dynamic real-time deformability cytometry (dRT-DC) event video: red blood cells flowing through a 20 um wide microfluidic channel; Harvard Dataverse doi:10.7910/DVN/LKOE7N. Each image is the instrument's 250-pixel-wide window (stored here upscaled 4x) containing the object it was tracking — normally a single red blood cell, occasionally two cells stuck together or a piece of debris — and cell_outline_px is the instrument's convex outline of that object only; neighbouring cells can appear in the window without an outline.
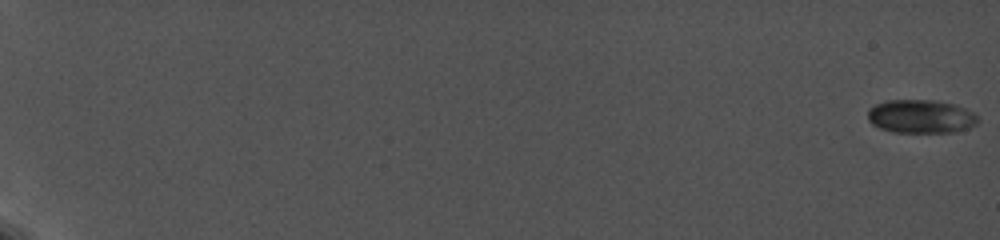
{"species": "common noctule bat (a hibernating species)", "species_latin": "Nyctalus noctula", "temperature_condition": "cold", "stored_images_in_passage": 37, "camera_frame_rate_fps": 5000, "um_per_image_px": 0.085, "animal": {"sex": "female", "body_mass_g": 19.0, "forearm_length_mm": 56.7}, "frame": {"image": 1, "passage_image": 1, "time_ms": 0.0, "image_size_px": [1000, 240], "cell_outline_px": [[980, 120], [976, 124], [968, 128], [956, 132], [892, 132], [880, 128], [872, 124], [868, 120], [868, 108], [876, 104], [888, 100], [936, 100], [956, 104], [972, 112]], "centroid_in_image_um": [78.27, 9.9], "position_along_channel_um": 6.7, "area_um2": 21.62}}
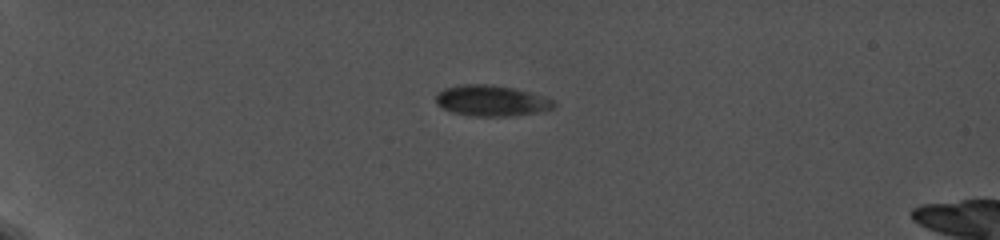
{"frame": {"image": 2, "passage_image": 15, "time_ms": 6.0, "image_size_px": [1000, 240], "cell_outline_px": [[556, 104], [552, 108], [536, 112], [512, 116], [472, 116], [452, 112], [436, 104], [436, 92], [444, 88], [460, 84], [492, 84], [516, 88], [556, 100]], "centroid_in_image_um": [41.75, 8.54], "position_along_channel_um": 43.2, "area_um2": 21.39}}
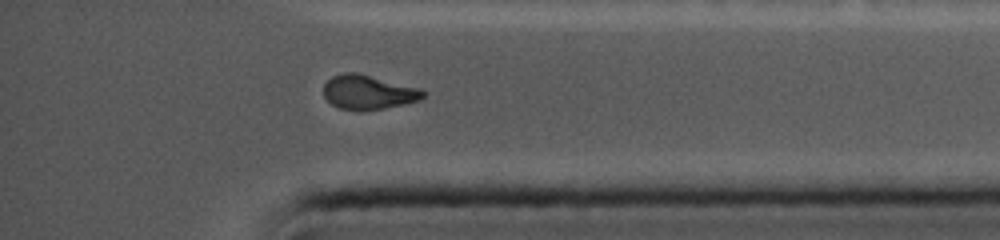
{"frame": {"image": 3, "passage_image": 37, "time_ms": 17.4, "image_size_px": [1000, 240], "cell_outline_px": [[424, 96], [420, 100], [404, 104], [384, 108], [340, 108], [332, 104], [324, 96], [324, 84], [332, 76], [344, 72], [356, 72], [424, 88]], "centroid_in_image_um": [31.35, 7.79], "position_along_channel_um": 403.8, "area_um2": 19.59}}